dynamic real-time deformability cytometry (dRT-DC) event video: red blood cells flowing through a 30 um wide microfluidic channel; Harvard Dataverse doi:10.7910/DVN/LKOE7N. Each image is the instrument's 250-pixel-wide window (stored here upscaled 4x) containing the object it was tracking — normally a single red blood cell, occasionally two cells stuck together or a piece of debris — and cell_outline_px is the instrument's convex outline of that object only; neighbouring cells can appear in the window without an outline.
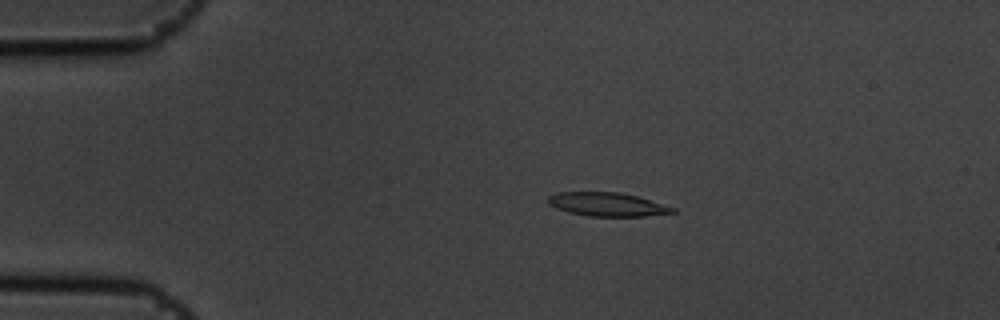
{"species": "common noctule bat (a hibernating species)", "species_latin": "Nyctalus noctula", "temperature_condition": "cold", "stored_images_in_passage": 56, "camera_frame_rate_fps": 3000, "um_per_image_px": 0.085, "animal": {"sex": "male", "body_mass_g": 19.5, "forearm_length_mm": 54.6}, "frame": {"image": 1, "passage_image": 11, "time_ms": 3.333, "image_size_px": [1000, 320], "cell_outline_px": [[676, 212], [644, 216], [588, 216], [568, 212], [556, 208], [548, 204], [548, 196], [556, 192], [620, 192], [636, 196], [676, 208]], "centroid_in_image_um": [51.58, 17.37], "position_along_channel_um": 33.4, "area_um2": 17.11}}
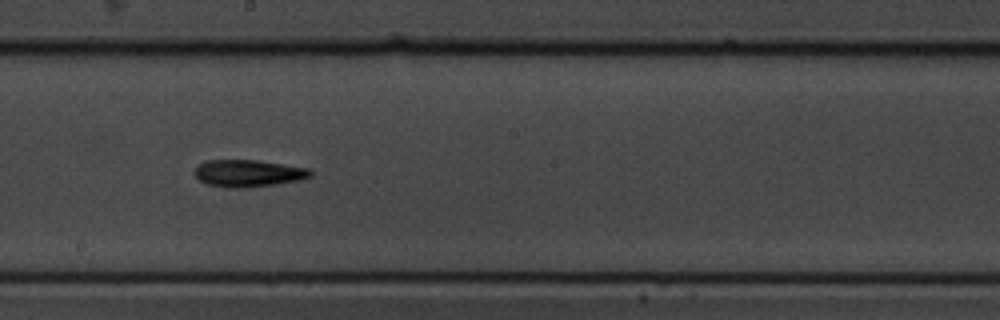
{"frame": {"image": 2, "passage_image": 31, "time_ms": 10.0, "image_size_px": [1000, 320], "cell_outline_px": [[312, 176], [300, 180], [276, 184], [248, 188], [228, 188], [204, 184], [192, 172], [200, 164], [208, 160], [256, 160], [308, 168], [312, 172]], "centroid_in_image_um": [21.08, 14.74], "position_along_channel_um": 227.1, "area_um2": 18.38}}
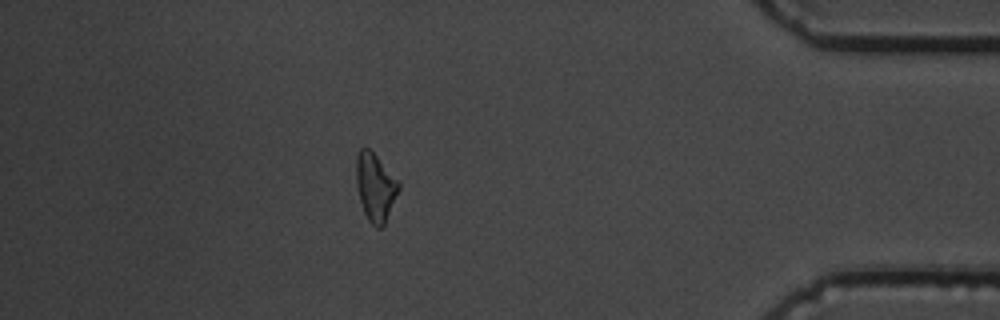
{"frame": {"image": 3, "passage_image": 49, "time_ms": 16.0, "image_size_px": [1000, 320], "cell_outline_px": [[400, 188], [384, 224], [380, 228], [376, 228], [368, 220], [364, 212], [360, 200], [356, 184], [356, 156], [360, 148], [364, 144], [400, 180]], "centroid_in_image_um": [31.9, 15.86], "position_along_channel_um": 403.3, "area_um2": 16.88}, "authors_computed_cell_mechanics": {"area_um2": 17.1088, "velocity_mm_per_s": 3.6018, "shape_relaxation_time_tau1_ms": null, "shape_relaxation_time_tau2_ms": 5.416, "deformation_change_tau1": null, "deformation_change_tau2": 0.2007}}